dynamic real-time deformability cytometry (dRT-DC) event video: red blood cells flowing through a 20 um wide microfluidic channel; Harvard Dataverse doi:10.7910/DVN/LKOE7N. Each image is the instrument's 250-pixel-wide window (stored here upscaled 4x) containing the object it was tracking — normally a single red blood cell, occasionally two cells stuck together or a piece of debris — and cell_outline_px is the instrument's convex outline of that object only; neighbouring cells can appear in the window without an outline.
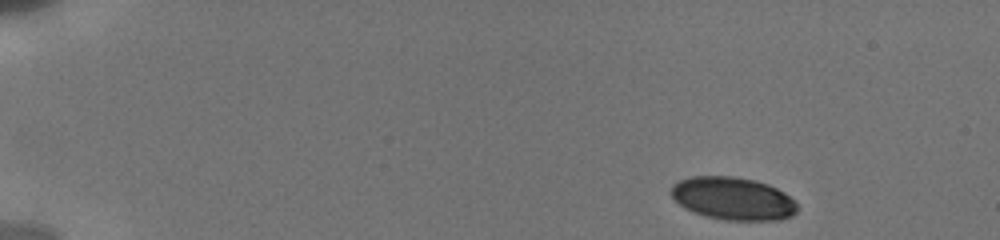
{"species": "human", "species_latin": "Homo sapiens", "temperature_condition": "cold", "stored_images_in_passage": 11, "camera_frame_rate_fps": 3000, "um_per_image_px": 0.085, "donor": {"sex": "male"}, "frame": {"image": 1, "passage_image": 1, "time_ms": 0.0, "image_size_px": [1000, 240], "cell_outline_px": [[796, 212], [792, 216], [780, 220], [724, 220], [708, 216], [696, 212], [680, 204], [672, 196], [672, 184], [680, 180], [692, 176], [732, 176], [756, 180], [768, 184], [784, 192], [796, 204]], "centroid_in_image_um": [62.32, 16.86], "position_along_channel_um": 22.7, "area_um2": 31.1}}
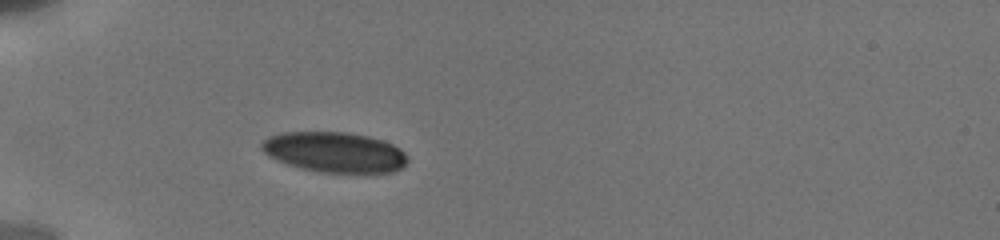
{"frame": {"image": 2, "passage_image": 11, "time_ms": 3.667, "image_size_px": [1000, 240], "cell_outline_px": [[408, 160], [404, 168], [392, 172], [320, 172], [300, 168], [276, 160], [268, 156], [260, 148], [260, 144], [268, 136], [280, 132], [348, 132], [368, 136], [392, 144], [400, 148], [408, 156]], "centroid_in_image_um": [28.43, 12.93], "position_along_channel_um": 56.6, "area_um2": 34.45}}